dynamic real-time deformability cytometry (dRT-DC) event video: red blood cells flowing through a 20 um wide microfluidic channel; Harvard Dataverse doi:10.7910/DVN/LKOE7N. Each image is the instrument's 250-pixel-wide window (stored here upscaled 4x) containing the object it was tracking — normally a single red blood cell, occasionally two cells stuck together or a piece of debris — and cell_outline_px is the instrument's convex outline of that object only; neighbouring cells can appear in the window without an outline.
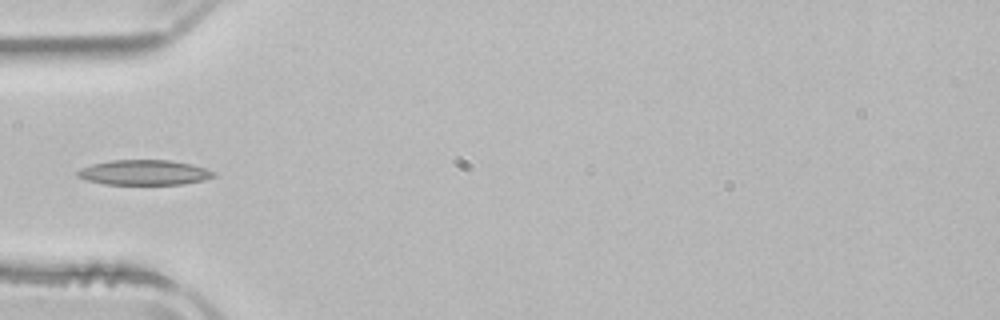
{"species": "common noctule bat (a hibernating species)", "species_latin": "Nyctalus noctula", "temperature_condition": "room temperature", "stored_images_in_passage": 3, "camera_frame_rate_fps": 3000, "um_per_image_px": 0.085, "animal": {"sex": "male", "body_mass_g": 21.5, "forearm_length_mm": 52.0}, "frame": {"image": 1, "passage_image": 2, "time_ms": 2.667, "image_size_px": [1000, 320], "cell_outline_px": [[216, 176], [204, 180], [184, 184], [104, 184], [88, 180], [76, 176], [76, 172], [80, 168], [92, 164], [112, 160], [168, 160], [192, 164], [216, 172]], "centroid_in_image_um": [12.26, 14.66], "position_along_channel_um": 72.7, "area_um2": 19.88}}
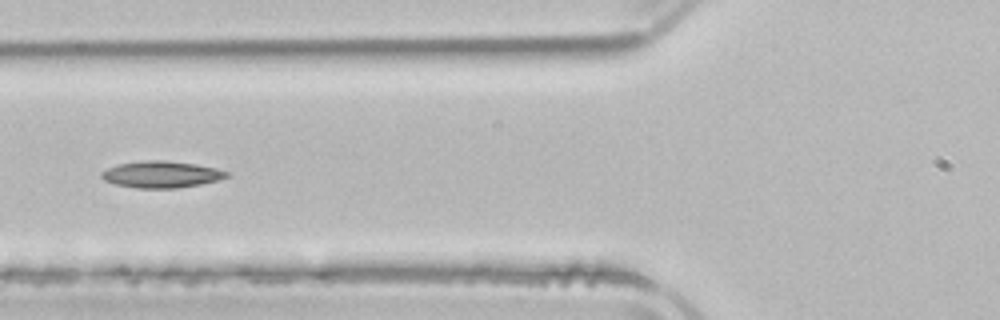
{"frame": {"image": 2, "passage_image": 3, "time_ms": 3.667, "image_size_px": [1000, 320], "cell_outline_px": [[228, 176], [216, 180], [200, 184], [176, 188], [136, 188], [116, 184], [104, 180], [100, 176], [100, 172], [108, 168], [120, 164], [148, 160], [164, 160], [196, 164], [216, 168], [228, 172]], "centroid_in_image_um": [13.69, 14.82], "position_along_channel_um": 112.1, "area_um2": 19.19}}